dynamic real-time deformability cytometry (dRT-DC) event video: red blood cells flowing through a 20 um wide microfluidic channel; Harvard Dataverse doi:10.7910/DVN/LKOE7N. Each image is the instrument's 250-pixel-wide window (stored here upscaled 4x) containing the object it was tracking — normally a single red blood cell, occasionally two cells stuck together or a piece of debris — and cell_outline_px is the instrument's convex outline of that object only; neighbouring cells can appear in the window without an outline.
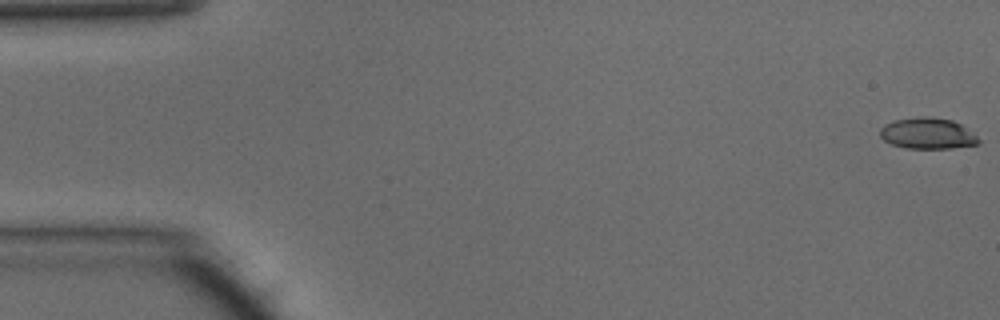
{"species": "common noctule bat (a hibernating species)", "species_latin": "Nyctalus noctula", "temperature_condition": "warm", "stored_images_in_passage": 48, "camera_frame_rate_fps": 3000, "um_per_image_px": 0.085, "animal": {"sex": "male", "body_mass_g": 15.6}, "frame": {"image": 1, "passage_image": 1, "time_ms": 0.0, "image_size_px": [1000, 320], "cell_outline_px": [[980, 144], [952, 148], [908, 148], [892, 144], [884, 140], [880, 136], [880, 128], [884, 124], [892, 120], [916, 116], [928, 116], [952, 120], [960, 124], [976, 136], [980, 140]], "centroid_in_image_um": [78.82, 11.33], "position_along_channel_um": 6.2, "area_um2": 17.92}}
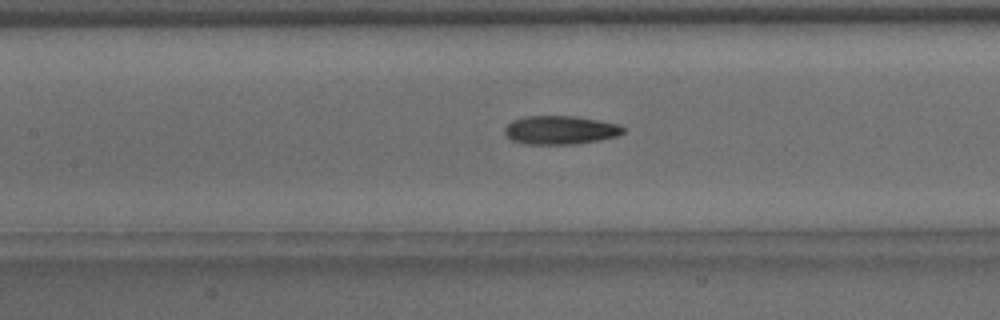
{"frame": {"image": 2, "passage_image": 22, "time_ms": 7.0, "image_size_px": [1000, 320], "cell_outline_px": [[624, 132], [616, 136], [600, 140], [576, 144], [524, 144], [512, 140], [504, 132], [504, 128], [512, 120], [524, 116], [572, 116], [620, 124], [624, 128]], "centroid_in_image_um": [47.61, 11.06], "position_along_channel_um": 159.8, "area_um2": 19.71}}
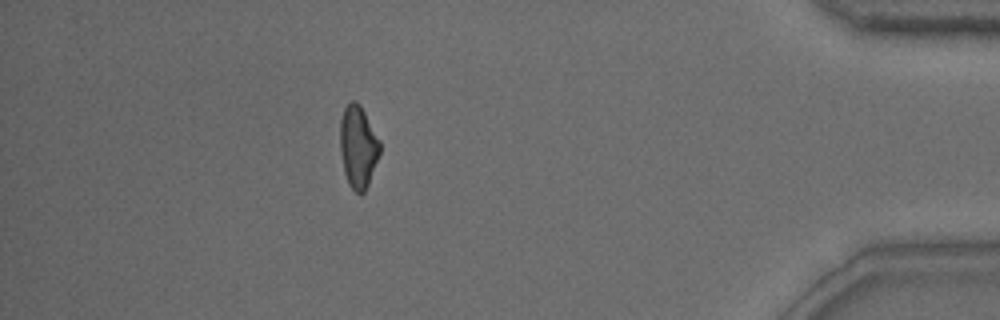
{"frame": {"image": 3, "passage_image": 43, "time_ms": 14.0, "image_size_px": [1000, 320], "cell_outline_px": [[380, 152], [368, 184], [364, 192], [360, 196], [348, 184], [344, 172], [340, 152], [340, 120], [344, 108], [352, 100], [356, 100], [360, 104], [380, 140]], "centroid_in_image_um": [30.43, 12.47], "position_along_channel_um": 404.8, "area_um2": 19.13}, "authors_computed_cell_mechanics": {"area_um2": 19.363, "velocity_mm_per_s": 4.2098, "shape_relaxation_time_tau1_ms": 5.8557, "shape_relaxation_time_tau2_ms": 1.7706, "deformation_change_tau1": 0.176, "deformation_change_tau2": 0.0995}}